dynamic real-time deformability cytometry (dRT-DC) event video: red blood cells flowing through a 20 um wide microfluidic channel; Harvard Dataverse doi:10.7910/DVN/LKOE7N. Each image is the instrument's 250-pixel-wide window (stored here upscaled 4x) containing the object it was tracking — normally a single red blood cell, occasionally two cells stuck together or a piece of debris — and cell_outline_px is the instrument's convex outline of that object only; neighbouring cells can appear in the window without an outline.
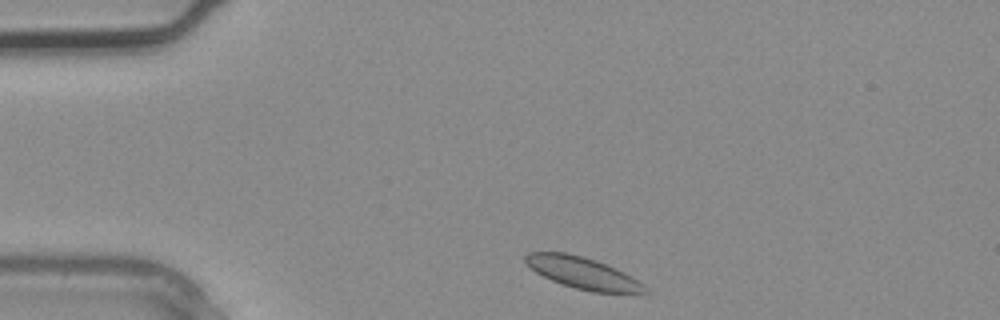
{"species": "common noctule bat (a hibernating species)", "species_latin": "Nyctalus noctula", "temperature_condition": "warm", "stored_images_in_passage": 2, "camera_frame_rate_fps": 3000, "um_per_image_px": 0.085, "animal": {"sex": "male", "body_mass_g": 20.4}, "frame": {"image": 1, "passage_image": 1, "time_ms": 0.0, "image_size_px": [1000, 320], "cell_outline_px": [[648, 292], [592, 292], [576, 288], [552, 280], [536, 272], [524, 260], [524, 256], [528, 252], [568, 252], [596, 260], [616, 268], [632, 276], [644, 284], [648, 288]], "centroid_in_image_um": [49.54, 23.18], "position_along_channel_um": 35.5, "area_um2": 21.79}}